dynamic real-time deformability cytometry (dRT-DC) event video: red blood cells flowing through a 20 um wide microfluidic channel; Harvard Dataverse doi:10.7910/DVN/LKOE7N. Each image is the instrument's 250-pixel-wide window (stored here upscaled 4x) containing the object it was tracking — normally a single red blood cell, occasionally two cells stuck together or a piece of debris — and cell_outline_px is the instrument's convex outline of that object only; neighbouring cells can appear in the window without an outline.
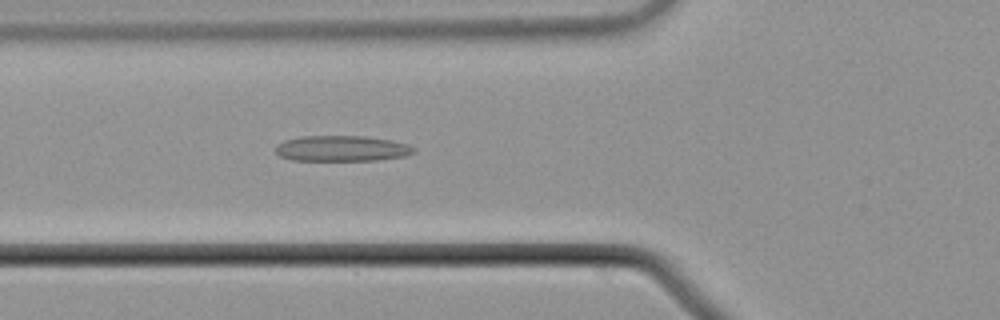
{"species": "common noctule bat (a hibernating species)", "species_latin": "Nyctalus noctula", "temperature_condition": "cold", "stored_images_in_passage": 55, "camera_frame_rate_fps": 3000, "um_per_image_px": 0.085, "animal": {"sex": "male", "body_mass_g": 21.5, "forearm_length_mm": 52.0}, "frame": {"image": 1, "passage_image": 20, "time_ms": 6.333, "image_size_px": [1000, 320], "cell_outline_px": [[416, 152], [404, 156], [376, 160], [292, 160], [280, 156], [276, 152], [276, 144], [284, 140], [300, 136], [364, 136], [392, 140], [408, 144], [416, 148]], "centroid_in_image_um": [29.06, 12.61], "position_along_channel_um": 96.7, "area_um2": 20.75}}
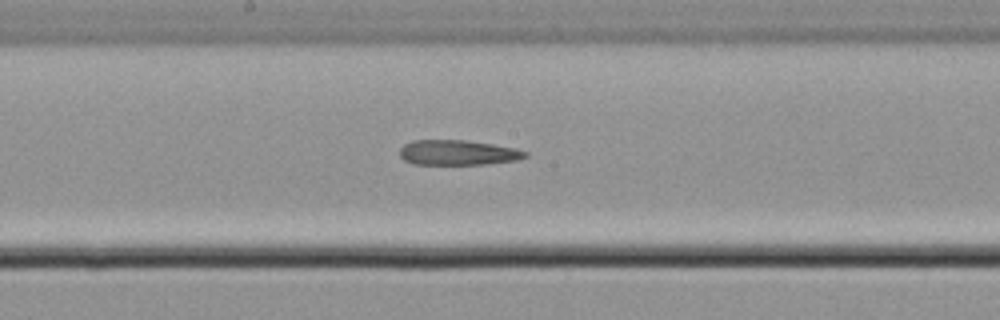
{"frame": {"image": 2, "passage_image": 29, "time_ms": 9.333, "image_size_px": [1000, 320], "cell_outline_px": [[528, 156], [516, 160], [484, 164], [412, 164], [404, 160], [400, 156], [400, 148], [404, 144], [412, 140], [464, 140], [492, 144], [516, 148], [528, 152]], "centroid_in_image_um": [38.9, 12.97], "position_along_channel_um": 209.3, "area_um2": 18.32}}
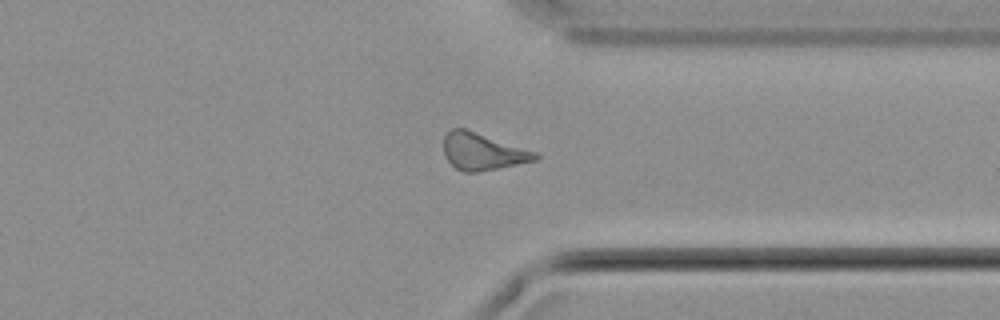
{"frame": {"image": 3, "passage_image": 42, "time_ms": 13.667, "image_size_px": [1000, 320], "cell_outline_px": [[540, 156], [536, 160], [476, 172], [464, 172], [456, 168], [444, 156], [444, 136], [452, 128], [464, 128], [540, 152]], "centroid_in_image_um": [41.05, 12.87], "position_along_channel_um": 370.4, "area_um2": 19.71}}